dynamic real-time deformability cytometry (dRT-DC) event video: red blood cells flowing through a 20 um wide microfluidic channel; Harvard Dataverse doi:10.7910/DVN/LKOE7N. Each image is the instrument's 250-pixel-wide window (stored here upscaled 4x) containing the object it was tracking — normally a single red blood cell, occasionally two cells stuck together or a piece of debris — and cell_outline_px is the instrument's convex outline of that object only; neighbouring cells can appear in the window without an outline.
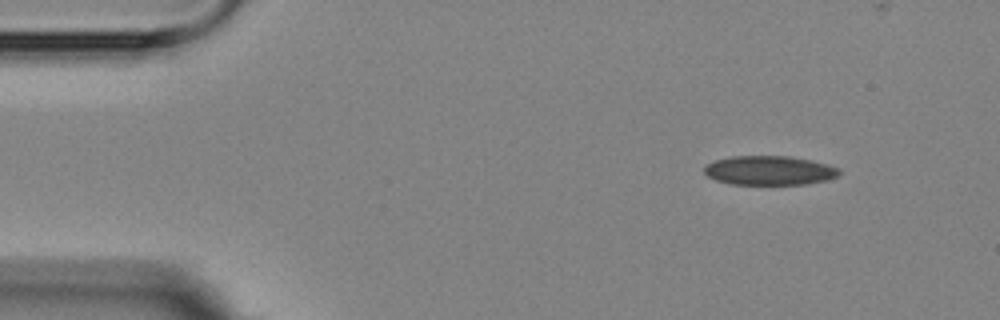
{"species": "Egyptian fruit bat (a non-hibernating species)", "species_latin": "Rousettus aegyptiacus", "temperature_condition": "room temperature", "stored_images_in_passage": 4, "camera_frame_rate_fps": 3000, "um_per_image_px": 0.085, "animal": {"sex": "female"}, "frame": {"image": 1, "passage_image": 1, "time_ms": 0.0, "image_size_px": [1000, 320], "cell_outline_px": [[840, 172], [836, 176], [828, 180], [808, 184], [732, 184], [716, 180], [708, 176], [704, 172], [704, 164], [716, 160], [732, 156], [788, 156], [812, 160], [828, 164], [840, 168]], "centroid_in_image_um": [65.41, 14.48], "position_along_channel_um": 19.6, "area_um2": 23.06}}
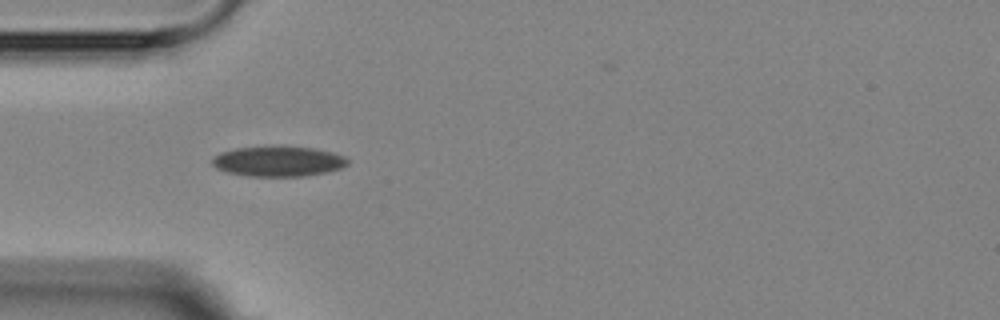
{"frame": {"image": 2, "passage_image": 3, "time_ms": 3.333, "image_size_px": [1000, 320], "cell_outline_px": [[348, 164], [340, 168], [324, 172], [304, 176], [248, 176], [228, 172], [216, 168], [212, 164], [212, 156], [220, 152], [236, 148], [312, 148], [332, 152], [344, 156], [348, 160]], "centroid_in_image_um": [23.62, 13.73], "position_along_channel_um": 61.4, "area_um2": 23.18}}
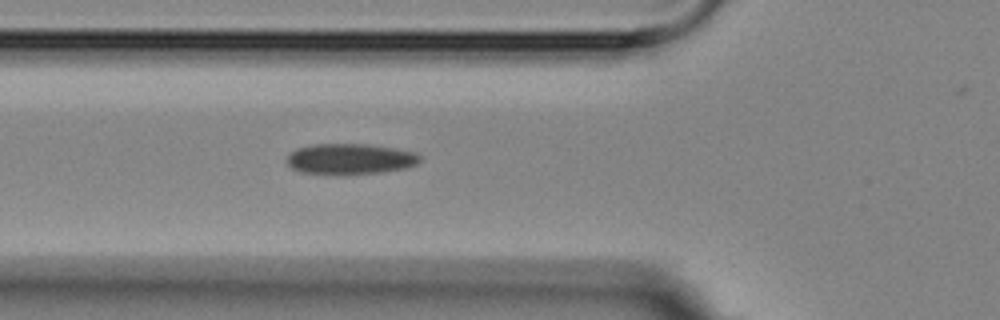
{"frame": {"image": 3, "passage_image": 4, "time_ms": 4.333, "image_size_px": [1000, 320], "cell_outline_px": [[420, 160], [416, 164], [404, 168], [380, 172], [300, 172], [292, 168], [288, 164], [288, 156], [296, 148], [312, 144], [372, 144], [396, 148], [416, 152], [420, 156]], "centroid_in_image_um": [29.8, 13.46], "position_along_channel_um": 96.0, "area_um2": 23.06}}